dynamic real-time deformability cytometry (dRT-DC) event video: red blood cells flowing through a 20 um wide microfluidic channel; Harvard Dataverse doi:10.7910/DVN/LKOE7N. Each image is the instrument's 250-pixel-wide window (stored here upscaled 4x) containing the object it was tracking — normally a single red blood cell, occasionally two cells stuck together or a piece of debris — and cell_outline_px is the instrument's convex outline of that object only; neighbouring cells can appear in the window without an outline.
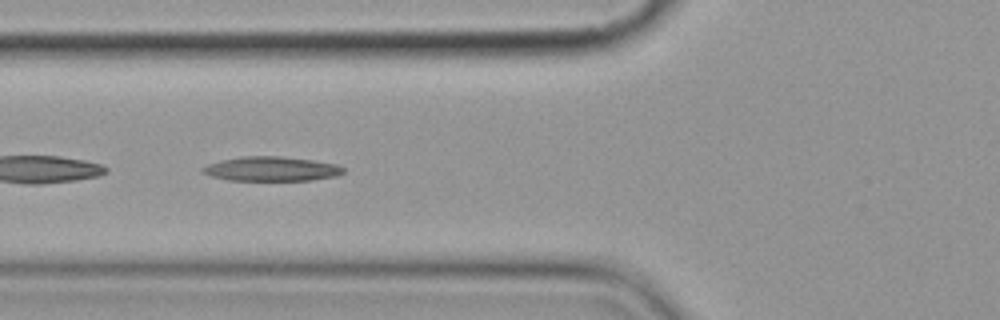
{"species": "common noctule bat (a hibernating species)", "species_latin": "Nyctalus noctula", "temperature_condition": "cold", "stored_images_in_passage": 7, "camera_frame_rate_fps": 3000, "um_per_image_px": 0.085, "animal": {"sex": "female", "body_mass_g": 19.9}, "frame": {"image": 1, "passage_image": 6, "time_ms": 6.0, "image_size_px": [1000, 320], "cell_outline_px": [[344, 172], [336, 176], [312, 180], [228, 180], [212, 176], [200, 172], [200, 168], [208, 164], [220, 160], [240, 156], [280, 156], [312, 160], [340, 164], [344, 168]], "centroid_in_image_um": [23.06, 14.35], "position_along_channel_um": 102.7, "area_um2": 20.17}}